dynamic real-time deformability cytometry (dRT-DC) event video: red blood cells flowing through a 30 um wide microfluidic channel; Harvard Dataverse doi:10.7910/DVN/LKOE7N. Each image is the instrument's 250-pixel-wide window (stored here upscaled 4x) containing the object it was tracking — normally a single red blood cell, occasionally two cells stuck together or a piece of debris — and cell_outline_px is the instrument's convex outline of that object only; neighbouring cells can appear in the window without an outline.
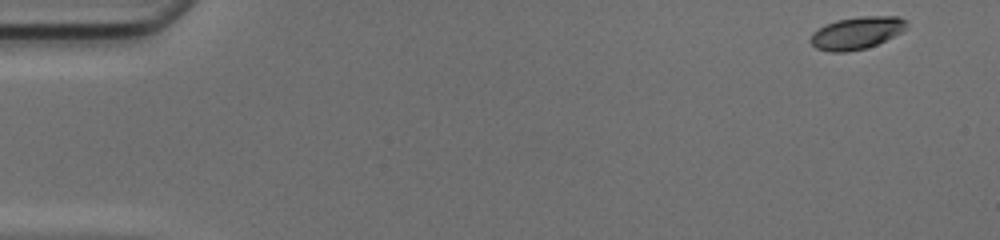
{"species": "common noctule bat (a hibernating species)", "species_latin": "Nyctalus noctula", "temperature_condition": "cold", "stored_images_in_passage": 48, "camera_frame_rate_fps": 3000, "um_per_image_px": 0.085, "animal": {"sex": "female", "body_mass_g": 17.0, "forearm_length_mm": 48.0}, "frame": {"image": 1, "passage_image": 1, "time_ms": 0.0, "image_size_px": [1000, 240], "cell_outline_px": [[908, 24], [900, 32], [876, 44], [864, 48], [844, 52], [828, 52], [816, 48], [808, 40], [812, 32], [836, 20], [860, 16], [896, 16], [908, 20]], "centroid_in_image_um": [72.78, 2.79], "position_along_channel_um": 12.2, "area_um2": 17.92}}
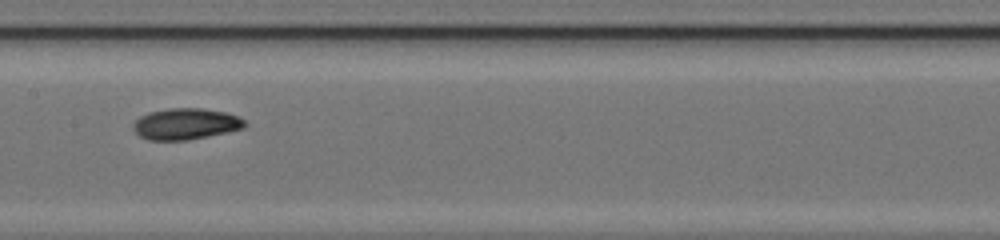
{"frame": {"image": 2, "passage_image": 24, "time_ms": 7.667, "image_size_px": [1000, 240], "cell_outline_px": [[248, 124], [244, 128], [208, 136], [188, 140], [148, 140], [140, 136], [132, 128], [132, 124], [140, 116], [148, 112], [168, 108], [200, 108], [224, 112], [240, 116]], "centroid_in_image_um": [15.78, 10.53], "position_along_channel_um": 191.6, "area_um2": 20.4}}
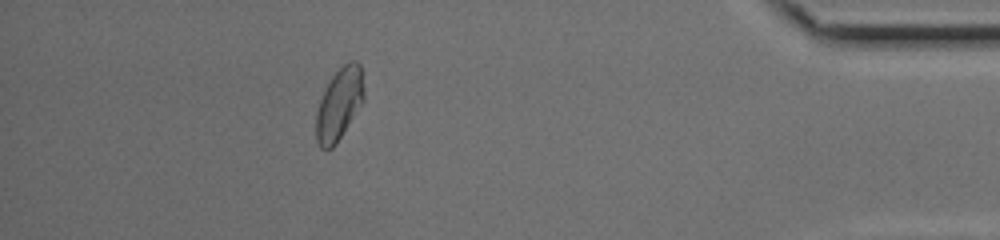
{"frame": {"image": 3, "passage_image": 43, "time_ms": 14.0, "image_size_px": [1000, 240], "cell_outline_px": [[364, 100], [336, 144], [332, 148], [320, 148], [316, 140], [316, 112], [320, 100], [332, 76], [348, 60], [356, 60], [360, 64], [364, 88]], "centroid_in_image_um": [28.84, 8.83], "position_along_channel_um": 406.4, "area_um2": 19.88}, "authors_computed_cell_mechanics": {"area_um2": 19.2763, "velocity_mm_per_s": 4.1778, "shape_relaxation_time_tau1_ms": 2.424, "shape_relaxation_time_tau2_ms": 2.6073, "deformation_change_tau1": 0.1187, "deformation_change_tau2": 0.0717}}